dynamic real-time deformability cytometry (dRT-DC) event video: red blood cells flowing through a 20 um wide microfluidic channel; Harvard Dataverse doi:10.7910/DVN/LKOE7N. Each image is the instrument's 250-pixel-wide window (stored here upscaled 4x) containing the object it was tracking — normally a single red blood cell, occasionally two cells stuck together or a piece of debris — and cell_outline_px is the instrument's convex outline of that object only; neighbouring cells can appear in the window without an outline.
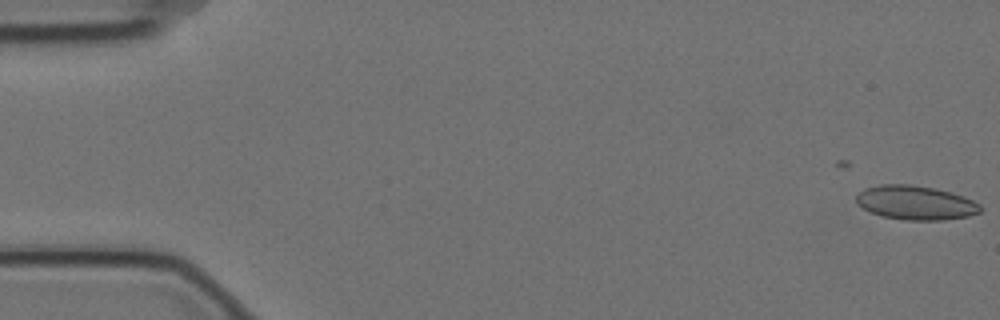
{"species": "Egyptian fruit bat (a non-hibernating species)", "species_latin": "Rousettus aegyptiacus", "temperature_condition": "cold", "stored_images_in_passage": 6, "segment_of_instrument_passage": [1, 2], "camera_frame_rate_fps": 3000, "um_per_image_px": 0.085, "animal": {"sex": "female"}, "frame": {"image": 1, "passage_image": 1, "time_ms": 0.0, "image_size_px": [1000, 320], "cell_outline_px": [[980, 212], [968, 216], [944, 220], [904, 220], [884, 216], [872, 212], [856, 204], [856, 196], [864, 188], [880, 184], [908, 184], [936, 188], [952, 192], [964, 196], [980, 204]], "centroid_in_image_um": [77.83, 17.22], "position_along_channel_um": 7.2, "area_um2": 24.68}}